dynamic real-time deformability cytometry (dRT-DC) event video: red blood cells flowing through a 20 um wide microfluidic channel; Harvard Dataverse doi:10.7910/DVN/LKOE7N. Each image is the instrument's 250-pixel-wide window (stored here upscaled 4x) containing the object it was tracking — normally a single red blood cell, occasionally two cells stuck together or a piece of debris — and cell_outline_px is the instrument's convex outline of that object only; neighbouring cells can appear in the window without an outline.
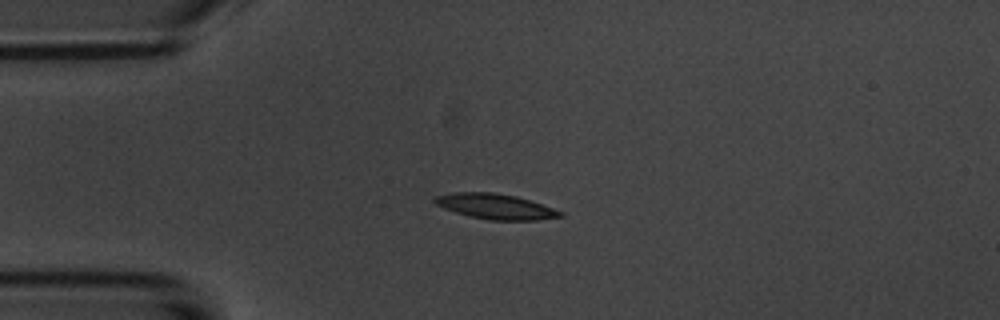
{"species": "common noctule bat (a hibernating species)", "species_latin": "Nyctalus noctula", "temperature_condition": "room temperature", "stored_images_in_passage": 5, "camera_frame_rate_fps": 3000, "um_per_image_px": 0.085, "animal": {"sex": "male", "body_mass_g": 20.1, "forearm_length_mm": 53.5}, "frame": {"image": 1, "passage_image": 1, "time_ms": 0.0, "image_size_px": [1000, 320], "cell_outline_px": [[564, 216], [536, 220], [488, 220], [468, 216], [444, 208], [436, 204], [432, 200], [436, 196], [456, 192], [492, 192], [516, 196], [564, 212]], "centroid_in_image_um": [42.11, 17.55], "position_along_channel_um": 42.9, "area_um2": 18.32}}
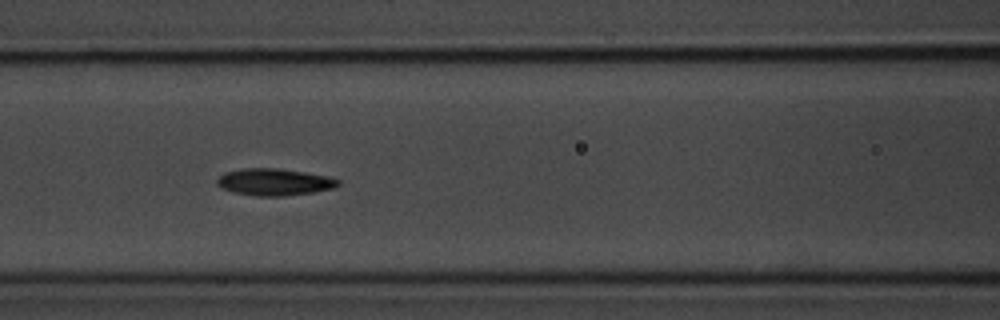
{"frame": {"image": 2, "passage_image": 4, "time_ms": 3.333, "image_size_px": [1000, 320], "cell_outline_px": [[340, 184], [332, 188], [312, 192], [284, 196], [256, 196], [232, 192], [220, 188], [216, 184], [216, 180], [224, 172], [240, 168], [276, 168], [304, 172], [328, 176], [340, 180]], "centroid_in_image_um": [23.26, 15.47], "position_along_channel_um": 143.3, "area_um2": 19.07}}
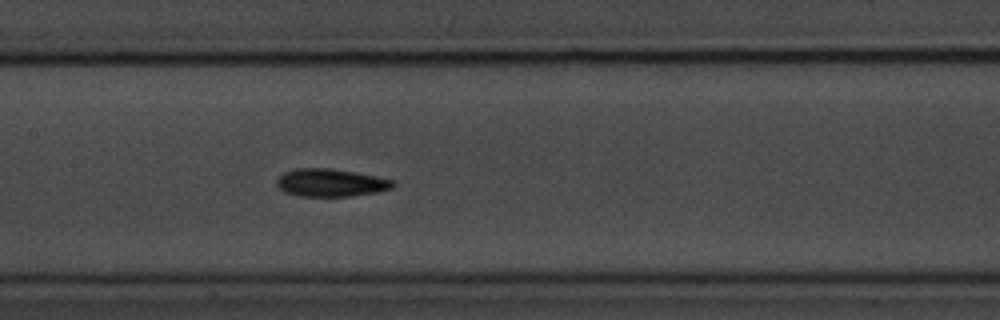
{"frame": {"image": 3, "passage_image": 5, "time_ms": 4.333, "image_size_px": [1000, 320], "cell_outline_px": [[396, 184], [392, 188], [376, 192], [352, 196], [300, 196], [284, 192], [276, 184], [276, 180], [284, 172], [296, 168], [332, 168], [396, 180]], "centroid_in_image_um": [28.12, 15.53], "position_along_channel_um": 179.3, "area_um2": 18.84}}